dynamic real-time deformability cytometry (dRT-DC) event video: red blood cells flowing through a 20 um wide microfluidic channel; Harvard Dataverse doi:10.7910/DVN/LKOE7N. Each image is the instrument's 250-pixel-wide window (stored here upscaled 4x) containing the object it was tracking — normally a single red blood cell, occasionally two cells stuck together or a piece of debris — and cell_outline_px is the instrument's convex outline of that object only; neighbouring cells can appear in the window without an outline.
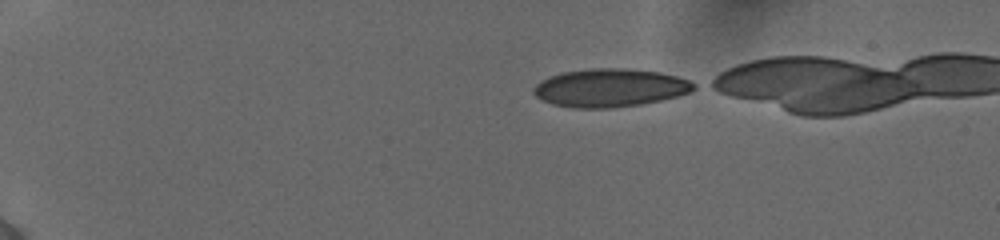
{"species": "human", "species_latin": "Homo sapiens", "temperature_condition": "cold", "stored_images_in_passage": 38, "camera_frame_rate_fps": 3000, "um_per_image_px": 0.085, "donor": {"sex": "female"}, "frame": {"image": 1, "passage_image": 1, "time_ms": 0.0, "image_size_px": [1000, 240], "cell_outline_px": [[696, 88], [688, 92], [676, 96], [660, 100], [640, 104], [608, 108], [572, 108], [552, 104], [536, 96], [532, 92], [532, 88], [540, 80], [548, 76], [560, 72], [592, 68], [624, 68], [656, 72], [676, 76], [688, 80], [696, 84]], "centroid_in_image_um": [51.78, 7.46], "position_along_channel_um": 33.2, "area_um2": 35.55}}
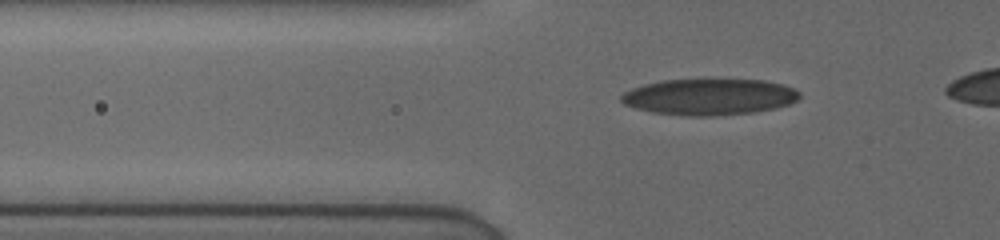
{"frame": {"image": 2, "passage_image": 26, "time_ms": 3.0, "image_size_px": [1000, 240], "cell_outline_px": [[800, 96], [796, 100], [788, 104], [772, 108], [752, 112], [716, 116], [688, 116], [652, 112], [636, 108], [624, 104], [620, 100], [620, 96], [624, 92], [632, 88], [644, 84], [664, 80], [704, 76], [764, 80], [784, 84], [796, 88], [800, 92]], "centroid_in_image_um": [60.29, 8.17], "position_along_channel_um": 65.5, "area_um2": 39.02}}
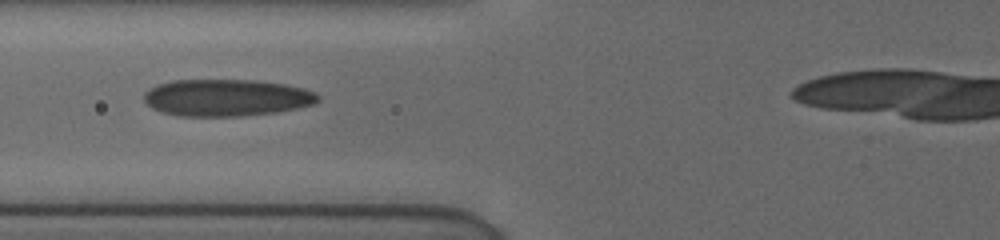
{"frame": {"image": 3, "passage_image": 37, "time_ms": 4.333, "image_size_px": [1000, 240], "cell_outline_px": [[320, 100], [316, 104], [276, 112], [240, 116], [176, 116], [160, 112], [152, 108], [144, 100], [144, 92], [148, 88], [156, 84], [172, 80], [256, 80], [284, 84], [304, 88], [320, 96]], "centroid_in_image_um": [19.22, 8.3], "position_along_channel_um": 106.6, "area_um2": 37.74}}